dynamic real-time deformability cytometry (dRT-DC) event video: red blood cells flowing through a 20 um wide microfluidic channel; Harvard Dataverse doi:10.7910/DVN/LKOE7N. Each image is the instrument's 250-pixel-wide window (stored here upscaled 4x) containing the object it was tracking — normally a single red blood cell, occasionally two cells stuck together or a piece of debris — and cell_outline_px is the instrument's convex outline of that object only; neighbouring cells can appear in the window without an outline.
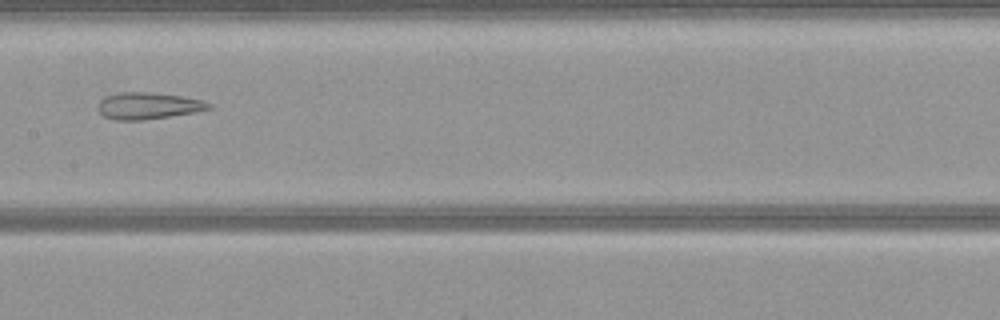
{"species": "common noctule bat (a hibernating species)", "species_latin": "Nyctalus noctula", "temperature_condition": "warm", "stored_images_in_passage": 37, "camera_frame_rate_fps": 3000, "um_per_image_px": 0.085, "animal": {"sex": "female", "body_mass_g": 21.9}, "frame": {"image": 1, "passage_image": 11, "time_ms": 3.333, "image_size_px": [1000, 320], "cell_outline_px": [[212, 108], [196, 112], [144, 120], [112, 120], [104, 116], [96, 108], [100, 100], [104, 96], [120, 92], [152, 92], [184, 96], [204, 100], [212, 104]], "centroid_in_image_um": [12.6, 8.98], "position_along_channel_um": 194.8, "area_um2": 17.57}}
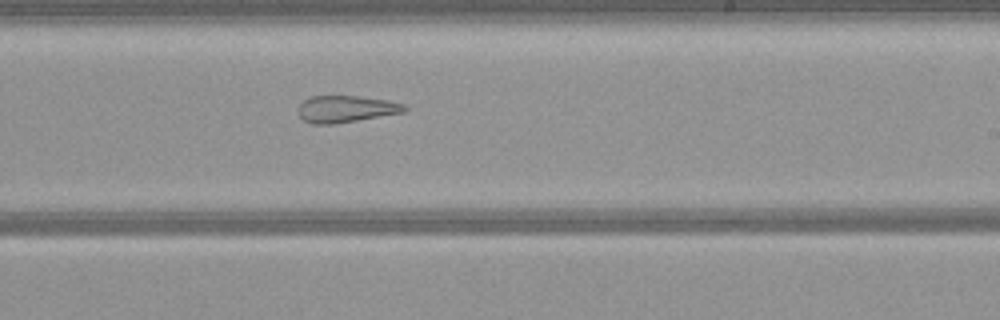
{"frame": {"image": 2, "passage_image": 16, "time_ms": 5.0, "image_size_px": [1000, 320], "cell_outline_px": [[408, 108], [404, 112], [332, 124], [312, 124], [304, 120], [296, 112], [300, 104], [304, 100], [312, 96], [356, 96], [388, 100], [404, 104]], "centroid_in_image_um": [29.38, 9.26], "position_along_channel_um": 259.6, "area_um2": 16.47}}